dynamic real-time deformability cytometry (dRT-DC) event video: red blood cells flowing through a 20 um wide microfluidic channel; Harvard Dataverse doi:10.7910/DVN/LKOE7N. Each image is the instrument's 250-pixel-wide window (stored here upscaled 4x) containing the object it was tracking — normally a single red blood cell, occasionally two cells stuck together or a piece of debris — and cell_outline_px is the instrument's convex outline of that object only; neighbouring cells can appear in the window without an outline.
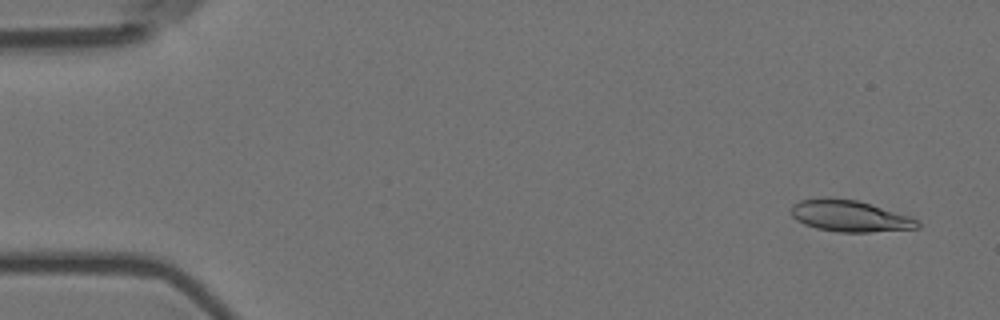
{"species": "Egyptian fruit bat (a non-hibernating species)", "species_latin": "Rousettus aegyptiacus", "temperature_condition": "room temperature", "stored_images_in_passage": 56, "camera_frame_rate_fps": 3000, "um_per_image_px": 0.085, "animal": {"sex": "female"}, "frame": {"image": 1, "passage_image": 3, "time_ms": 0.667, "image_size_px": [1000, 320], "cell_outline_px": [[920, 228], [868, 232], [836, 232], [816, 228], [804, 224], [796, 220], [792, 216], [792, 204], [800, 200], [820, 196], [832, 196], [856, 200], [912, 216], [920, 224]], "centroid_in_image_um": [72.2, 18.34], "position_along_channel_um": 12.8, "area_um2": 23.52}}
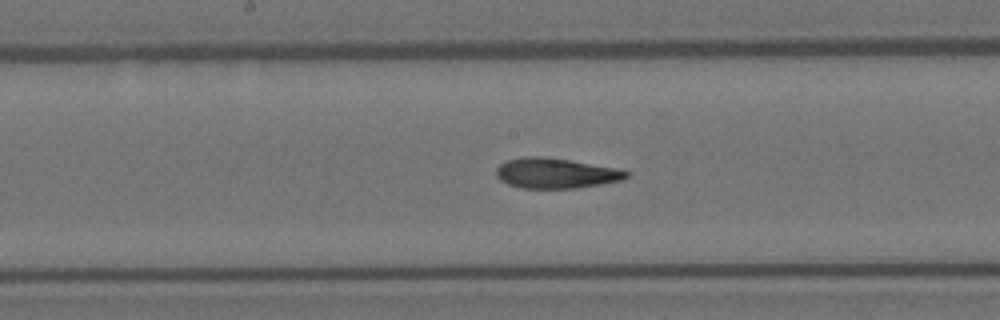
{"frame": {"image": 2, "passage_image": 29, "time_ms": 9.333, "image_size_px": [1000, 320], "cell_outline_px": [[632, 172], [628, 176], [620, 180], [600, 184], [576, 188], [524, 188], [508, 184], [500, 180], [496, 176], [496, 168], [500, 164], [508, 160], [524, 156], [540, 156], [568, 160], [616, 168]], "centroid_in_image_um": [47.22, 14.72], "position_along_channel_um": 201.0, "area_um2": 22.72}}
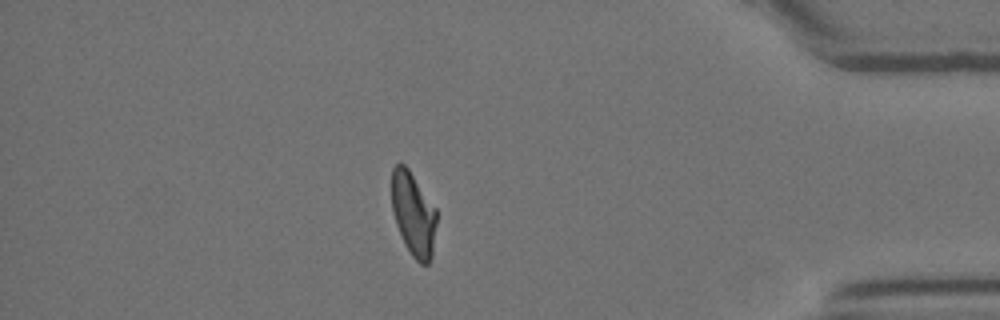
{"frame": {"image": 3, "passage_image": 49, "time_ms": 16.0, "image_size_px": [1000, 320], "cell_outline_px": [[436, 224], [432, 256], [428, 264], [420, 264], [412, 256], [396, 224], [392, 212], [392, 168], [400, 160], [408, 168], [436, 208]], "centroid_in_image_um": [35.13, 18.16], "position_along_channel_um": 400.1, "area_um2": 21.79}, "authors_computed_cell_mechanics": {"area_um2": 23.0333, "velocity_mm_per_s": 3.5616, "shape_relaxation_time_tau1_ms": 9.5611, "shape_relaxation_time_tau2_ms": 2.8421, "deformation_change_tau1": 0.2829, "deformation_change_tau2": 0.115}}